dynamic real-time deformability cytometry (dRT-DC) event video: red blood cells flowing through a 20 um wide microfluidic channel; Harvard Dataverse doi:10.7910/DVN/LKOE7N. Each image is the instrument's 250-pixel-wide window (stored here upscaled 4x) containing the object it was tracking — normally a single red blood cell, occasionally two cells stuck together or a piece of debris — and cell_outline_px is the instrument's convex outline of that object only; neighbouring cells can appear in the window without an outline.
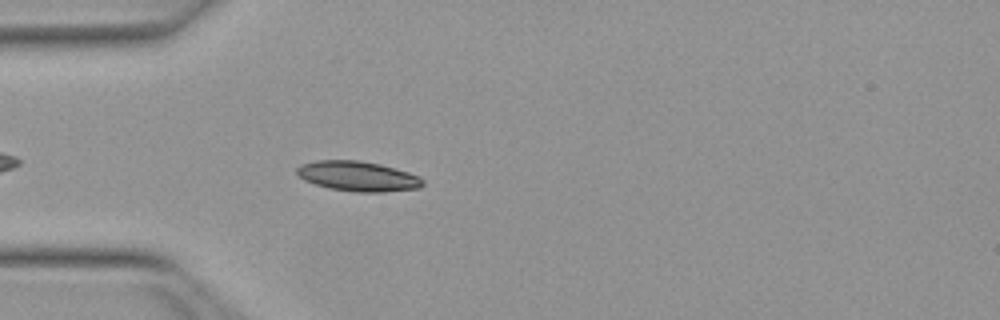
{"species": "Egyptian fruit bat (a non-hibernating species)", "species_latin": "Rousettus aegyptiacus", "temperature_condition": "warm", "stored_images_in_passage": 7, "camera_frame_rate_fps": 3000, "um_per_image_px": 0.085, "animal": {"sex": "female"}, "frame": {"image": 1, "passage_image": 3, "time_ms": 0.667, "image_size_px": [1000, 320], "cell_outline_px": [[420, 184], [404, 188], [340, 188], [324, 184], [312, 180], [312, 164], [372, 164], [388, 168], [412, 176]], "centroid_in_image_um": [30.67, 15.0], "position_along_channel_um": 54.3, "area_um2": 15.2}}